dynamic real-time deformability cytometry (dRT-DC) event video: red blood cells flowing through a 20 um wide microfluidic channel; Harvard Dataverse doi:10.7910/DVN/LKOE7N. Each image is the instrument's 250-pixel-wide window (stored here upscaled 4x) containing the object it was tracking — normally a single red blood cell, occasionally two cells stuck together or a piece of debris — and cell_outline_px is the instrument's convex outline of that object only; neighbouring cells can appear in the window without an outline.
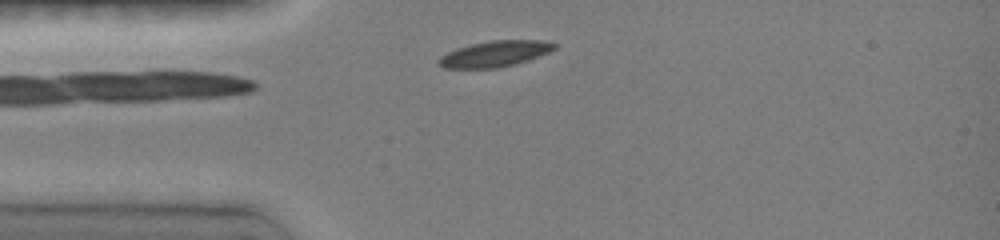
{"species": "common noctule bat (a hibernating species)", "species_latin": "Nyctalus noctula", "temperature_condition": "room temperature", "stored_images_in_passage": 2, "camera_frame_rate_fps": 3000, "um_per_image_px": 0.085, "animal": {"sex": "female", "body_mass_g": 19.0, "forearm_length_mm": 51.5}, "frame": {"image": 1, "passage_image": 2, "time_ms": 1.0, "image_size_px": [1000, 240], "cell_outline_px": [[556, 48], [548, 52], [512, 64], [496, 68], [444, 68], [436, 60], [440, 56], [456, 48], [488, 40], [544, 40], [556, 44]], "centroid_in_image_um": [42.01, 4.56], "position_along_channel_um": 43.0, "area_um2": 17.17}}